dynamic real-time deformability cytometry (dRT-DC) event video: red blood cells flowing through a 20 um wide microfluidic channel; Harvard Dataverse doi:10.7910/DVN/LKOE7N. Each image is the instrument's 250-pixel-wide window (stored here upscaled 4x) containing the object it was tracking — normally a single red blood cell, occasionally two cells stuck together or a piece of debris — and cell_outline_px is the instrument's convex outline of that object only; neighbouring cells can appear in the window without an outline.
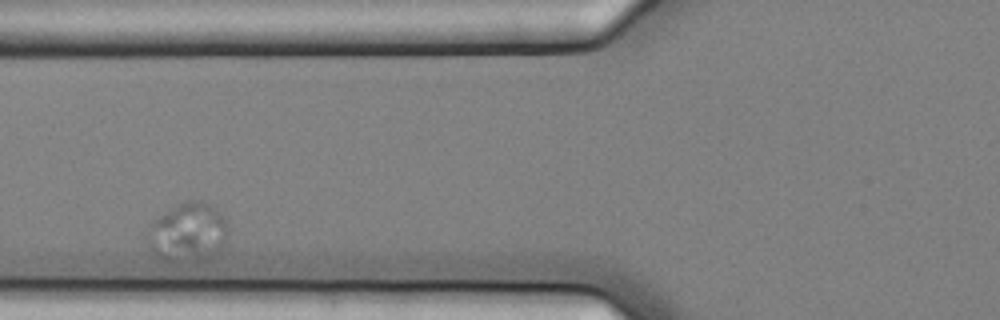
{"species": "common noctule bat (a hibernating species)", "species_latin": "Nyctalus noctula", "temperature_condition": "cold", "stored_images_in_passage": 3, "camera_frame_rate_fps": 3000, "um_per_image_px": 0.085, "animal": {"sex": "female", "body_mass_g": 25.1}, "frame": {"image": 1, "passage_image": 2, "time_ms": 0.333, "image_size_px": [1000, 320], "cell_outline_px": [[228, 232], [224, 244], [208, 260], [164, 260], [152, 252], [148, 244], [152, 220], [176, 204], [188, 200], [200, 200], [216, 208], [224, 216], [228, 228]], "centroid_in_image_um": [16.0, 19.72], "position_along_channel_um": 109.8, "area_um2": 27.46}}